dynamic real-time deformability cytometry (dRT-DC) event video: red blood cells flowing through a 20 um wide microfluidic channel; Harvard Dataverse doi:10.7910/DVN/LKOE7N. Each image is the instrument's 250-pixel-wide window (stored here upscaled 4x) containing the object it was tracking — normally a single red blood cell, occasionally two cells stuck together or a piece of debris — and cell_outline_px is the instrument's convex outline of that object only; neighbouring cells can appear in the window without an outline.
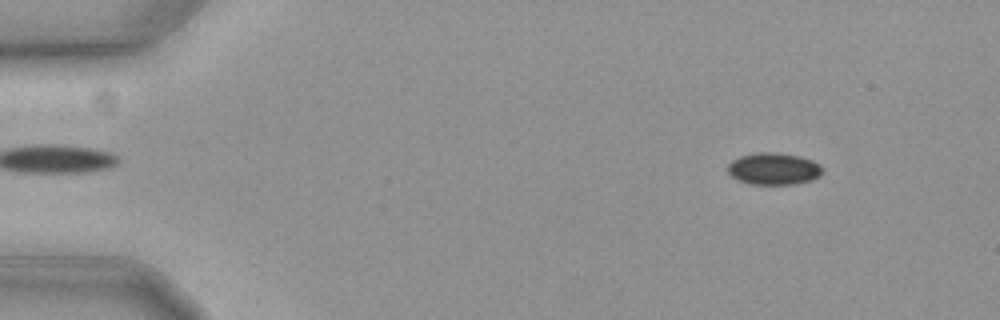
{"species": "common noctule bat (a hibernating species)", "species_latin": "Nyctalus noctula", "temperature_condition": "cold", "stored_images_in_passage": 58, "camera_frame_rate_fps": 3000, "um_per_image_px": 0.085, "animal": {"sex": "female", "body_mass_g": 19.3, "forearm_length_mm": 54.1}, "frame": {"image": 1, "passage_image": 7, "time_ms": 2.0, "image_size_px": [1000, 320], "cell_outline_px": [[820, 176], [812, 180], [792, 184], [748, 184], [732, 176], [728, 172], [728, 164], [732, 160], [740, 156], [756, 152], [776, 152], [800, 156], [812, 160], [820, 164]], "centroid_in_image_um": [65.75, 14.33], "position_along_channel_um": 19.3, "area_um2": 17.57}}
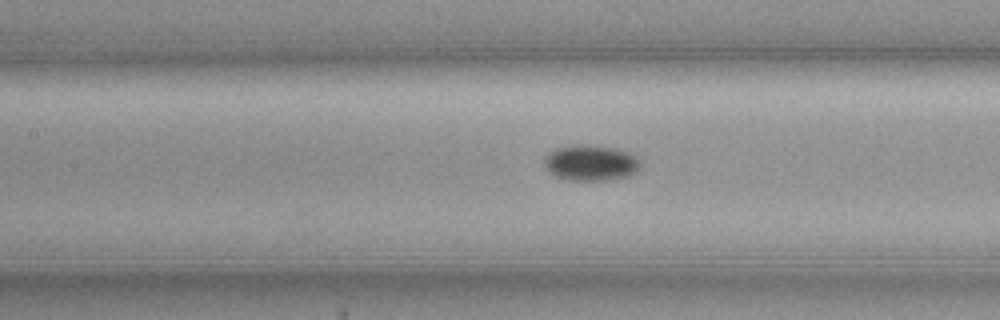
{"frame": {"image": 2, "passage_image": 27, "time_ms": 8.667, "image_size_px": [1000, 320], "cell_outline_px": [[640, 168], [636, 172], [628, 176], [608, 180], [564, 180], [548, 172], [544, 168], [544, 156], [548, 152], [556, 148], [568, 144], [592, 144], [616, 148], [628, 152], [636, 156], [640, 160]], "centroid_in_image_um": [50.18, 13.82], "position_along_channel_um": 157.2, "area_um2": 20.63}}
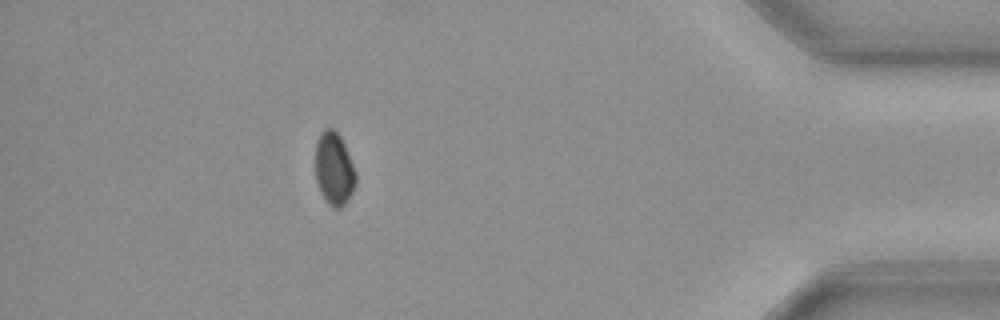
{"frame": {"image": 3, "passage_image": 52, "time_ms": 17.0, "image_size_px": [1000, 320], "cell_outline_px": [[356, 184], [352, 192], [344, 204], [340, 208], [332, 208], [324, 200], [320, 192], [316, 180], [316, 144], [320, 132], [324, 128], [332, 128], [340, 136], [344, 144], [356, 172]], "centroid_in_image_um": [28.39, 14.36], "position_along_channel_um": 406.8, "area_um2": 17.17}}